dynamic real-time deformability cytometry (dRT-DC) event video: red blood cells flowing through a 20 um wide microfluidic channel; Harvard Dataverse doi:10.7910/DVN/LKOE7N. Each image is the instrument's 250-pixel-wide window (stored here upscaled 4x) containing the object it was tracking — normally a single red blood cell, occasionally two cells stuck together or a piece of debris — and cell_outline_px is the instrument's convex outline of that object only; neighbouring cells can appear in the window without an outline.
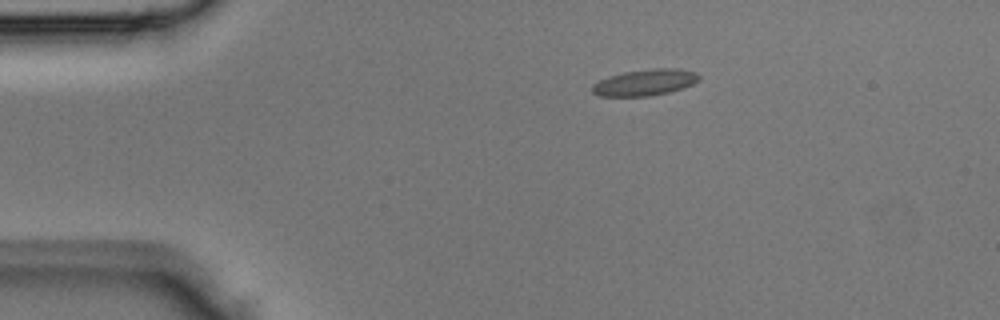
{"species": "Egyptian fruit bat (a non-hibernating species)", "species_latin": "Rousettus aegyptiacus", "temperature_condition": "room temperature", "stored_images_in_passage": 2, "camera_frame_rate_fps": 3000, "um_per_image_px": 0.085, "animal": {"sex": "male"}, "frame": {"image": 1, "passage_image": 1, "time_ms": 0.0, "image_size_px": [1000, 320], "cell_outline_px": [[700, 80], [684, 88], [668, 92], [648, 96], [600, 96], [592, 92], [592, 84], [600, 80], [624, 72], [652, 68], [676, 68], [696, 72], [700, 76]], "centroid_in_image_um": [54.85, 7.0], "position_along_channel_um": 30.1, "area_um2": 16.3}}